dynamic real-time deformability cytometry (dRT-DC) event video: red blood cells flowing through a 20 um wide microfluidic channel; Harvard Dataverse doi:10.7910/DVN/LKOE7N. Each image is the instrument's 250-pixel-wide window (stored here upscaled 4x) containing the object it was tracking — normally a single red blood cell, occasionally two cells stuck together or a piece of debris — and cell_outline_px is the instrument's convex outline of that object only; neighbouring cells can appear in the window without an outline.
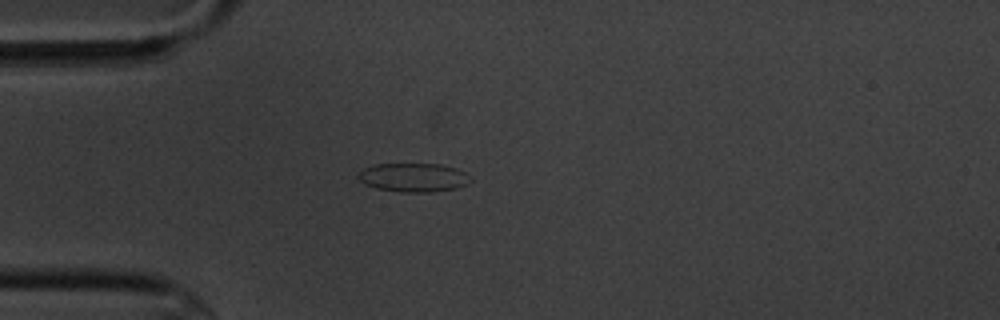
{"species": "common noctule bat (a hibernating species)", "species_latin": "Nyctalus noctula", "temperature_condition": "cold", "stored_images_in_passage": 6, "camera_frame_rate_fps": 3000, "um_per_image_px": 0.085, "animal": {"sex": "male", "body_mass_g": 20.1, "forearm_length_mm": 53.5}, "frame": {"image": 1, "passage_image": 6, "time_ms": 7.333, "image_size_px": [1000, 320], "cell_outline_px": [[472, 180], [468, 184], [456, 188], [428, 192], [400, 192], [376, 188], [364, 184], [356, 176], [364, 168], [372, 164], [440, 164], [456, 168], [464, 172]], "centroid_in_image_um": [35.12, 15.08], "position_along_channel_um": 49.9, "area_um2": 18.84}}